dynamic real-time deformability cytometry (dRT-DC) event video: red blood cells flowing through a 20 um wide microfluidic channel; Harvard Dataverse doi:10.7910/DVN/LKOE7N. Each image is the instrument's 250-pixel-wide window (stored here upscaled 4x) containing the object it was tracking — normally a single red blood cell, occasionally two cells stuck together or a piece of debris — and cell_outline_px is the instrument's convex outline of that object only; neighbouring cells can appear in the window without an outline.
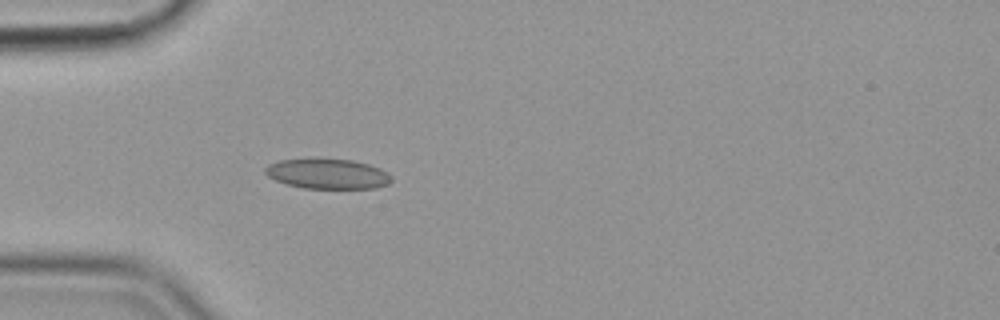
{"species": "common noctule bat (a hibernating species)", "species_latin": "Nyctalus noctula", "temperature_condition": "cold", "stored_images_in_passage": 40, "camera_frame_rate_fps": 3000, "um_per_image_px": 0.085, "animal": {"sex": "female", "body_mass_g": 19.9}, "frame": {"image": 1, "passage_image": 1, "time_ms": 0.0, "image_size_px": [1000, 320], "cell_outline_px": [[392, 180], [388, 184], [376, 188], [304, 188], [288, 184], [276, 180], [268, 176], [264, 172], [264, 168], [268, 164], [280, 160], [352, 160], [368, 164], [380, 168], [388, 172], [392, 176]], "centroid_in_image_um": [27.88, 14.79], "position_along_channel_um": 57.1, "area_um2": 21.73}}
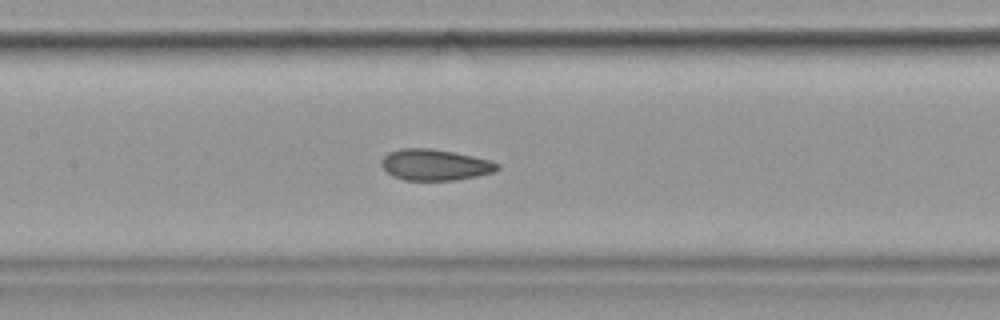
{"frame": {"image": 2, "passage_image": 11, "time_ms": 3.333, "image_size_px": [1000, 320], "cell_outline_px": [[500, 168], [492, 172], [476, 176], [456, 180], [404, 180], [392, 176], [380, 164], [384, 156], [400, 148], [432, 148], [492, 160], [500, 164]], "centroid_in_image_um": [36.99, 14.01], "position_along_channel_um": 170.4, "area_um2": 20.92}}
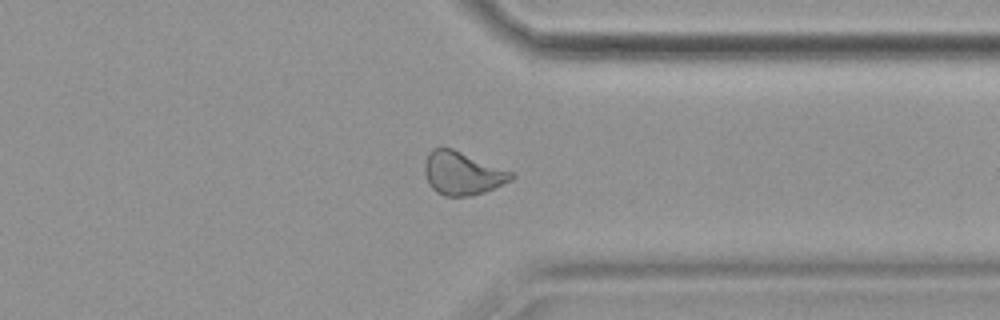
{"frame": {"image": 3, "passage_image": 28, "time_ms": 9.0, "image_size_px": [1000, 320], "cell_outline_px": [[516, 176], [512, 180], [484, 192], [472, 196], [444, 196], [436, 192], [432, 188], [424, 172], [424, 164], [428, 152], [432, 148], [452, 148], [516, 172]], "centroid_in_image_um": [39.34, 14.72], "position_along_channel_um": 372.1, "area_um2": 22.08}, "authors_computed_cell_mechanics": {"area_um2": 21.5594, "velocity_mm_per_s": 3.5758, "shape_relaxation_time_tau1_ms": null, "shape_relaxation_time_tau2_ms": 1.8325, "deformation_change_tau1": null, "deformation_change_tau2": 0.0784}}